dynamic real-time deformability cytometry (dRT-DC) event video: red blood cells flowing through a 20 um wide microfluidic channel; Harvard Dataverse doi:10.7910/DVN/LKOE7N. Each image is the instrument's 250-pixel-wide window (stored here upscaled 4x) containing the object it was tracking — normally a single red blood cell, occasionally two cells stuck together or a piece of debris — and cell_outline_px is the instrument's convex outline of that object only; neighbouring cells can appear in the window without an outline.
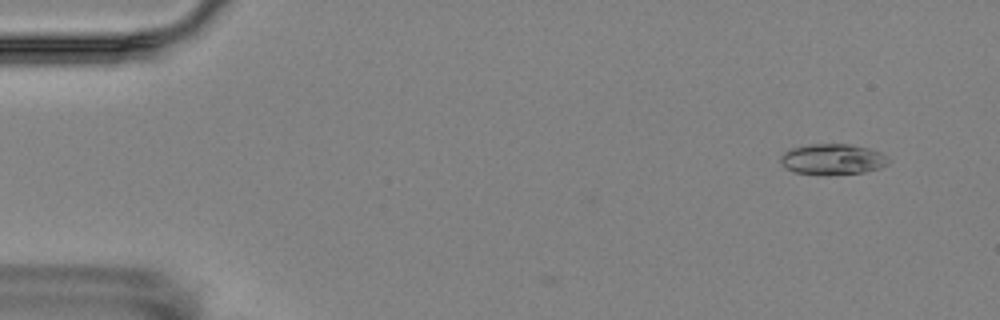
{"species": "Egyptian fruit bat (a non-hibernating species)", "species_latin": "Rousettus aegyptiacus", "temperature_condition": "room temperature", "stored_images_in_passage": 10, "camera_frame_rate_fps": 3000, "um_per_image_px": 0.085, "animal": {"sex": "female"}, "frame": {"image": 1, "passage_image": 1, "time_ms": 0.0, "image_size_px": [1000, 320], "cell_outline_px": [[888, 164], [880, 168], [864, 172], [828, 176], [792, 172], [784, 168], [780, 164], [780, 156], [788, 148], [808, 144], [852, 144], [868, 148], [880, 152], [888, 156]], "centroid_in_image_um": [70.72, 13.55], "position_along_channel_um": 14.3, "area_um2": 19.94}}
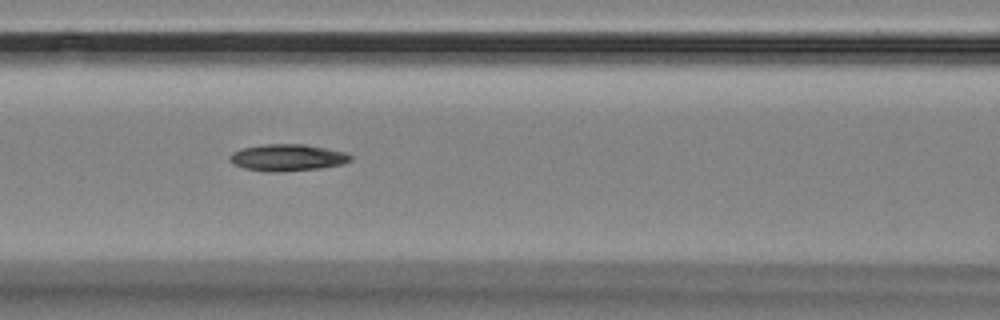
{"frame": {"image": 2, "passage_image": 7, "time_ms": 6.667, "image_size_px": [1000, 320], "cell_outline_px": [[352, 160], [340, 164], [320, 168], [272, 172], [268, 172], [244, 168], [232, 164], [228, 160], [228, 156], [232, 152], [244, 148], [264, 144], [304, 144], [344, 152], [352, 156]], "centroid_in_image_um": [24.37, 13.39], "position_along_channel_um": 142.2, "area_um2": 18.67}}
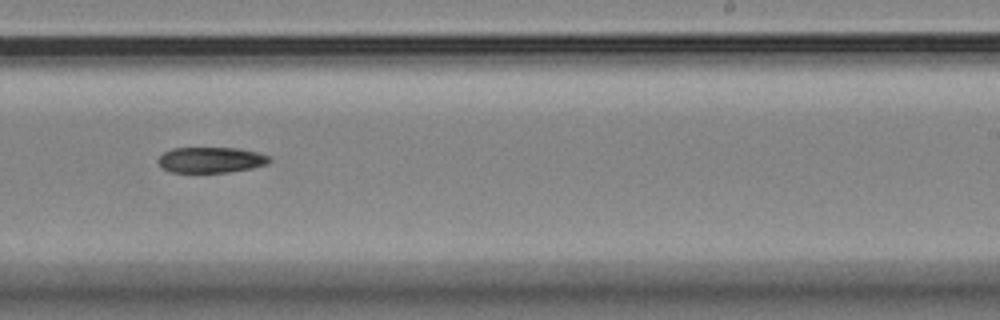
{"frame": {"image": 3, "passage_image": 10, "time_ms": 10.333, "image_size_px": [1000, 320], "cell_outline_px": [[272, 160], [268, 164], [252, 168], [228, 172], [168, 172], [156, 160], [164, 152], [172, 148], [240, 148], [260, 152], [272, 156]], "centroid_in_image_um": [17.99, 13.58], "position_along_channel_um": 271.0, "area_um2": 16.88}}